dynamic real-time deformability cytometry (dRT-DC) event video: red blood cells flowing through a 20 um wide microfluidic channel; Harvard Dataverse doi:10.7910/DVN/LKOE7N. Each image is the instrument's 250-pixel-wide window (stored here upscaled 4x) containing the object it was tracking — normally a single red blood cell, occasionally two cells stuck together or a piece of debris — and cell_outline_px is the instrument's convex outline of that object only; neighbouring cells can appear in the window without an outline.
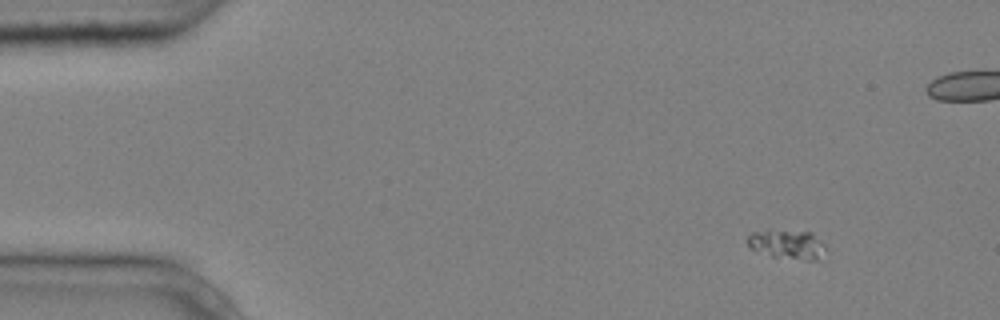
{"species": "common noctule bat (a hibernating species)", "species_latin": "Nyctalus noctula", "temperature_condition": "cold", "stored_images_in_passage": 6, "camera_frame_rate_fps": 3000, "um_per_image_px": 0.085, "animal": {"sex": "male", "body_mass_g": 20.4}, "frame": {"image": 1, "passage_image": 1, "time_ms": 0.0, "image_size_px": [1000, 320], "cell_outline_px": [[824, 248], [816, 260], [808, 260], [772, 256], [752, 248], [748, 244], [748, 236], [752, 232], [768, 228], [812, 232], [824, 244]], "centroid_in_image_um": [66.87, 20.71], "position_along_channel_um": 18.1, "area_um2": 13.24}}